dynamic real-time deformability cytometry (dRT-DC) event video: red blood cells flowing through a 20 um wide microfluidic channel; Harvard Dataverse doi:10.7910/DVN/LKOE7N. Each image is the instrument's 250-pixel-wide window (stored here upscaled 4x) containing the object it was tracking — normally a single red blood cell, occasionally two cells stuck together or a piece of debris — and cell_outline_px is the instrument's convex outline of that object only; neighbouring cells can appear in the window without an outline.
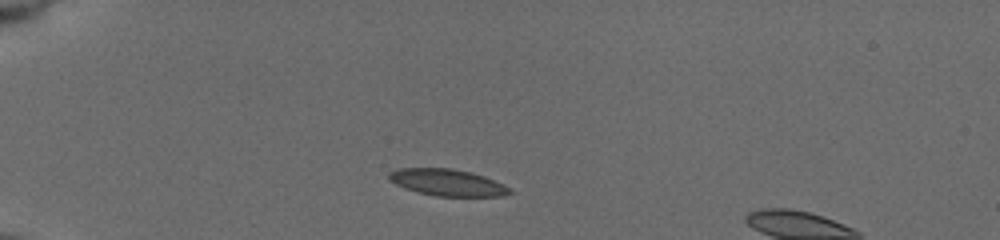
{"species": "common noctule bat (a hibernating species)", "species_latin": "Nyctalus noctula", "temperature_condition": "cold", "stored_images_in_passage": 40, "camera_frame_rate_fps": 3000, "um_per_image_px": 0.085, "animal": {"sex": "female", "body_mass_g": 19.5, "forearm_length_mm": 54.1}, "frame": {"image": 1, "passage_image": 6, "time_ms": 1.667, "image_size_px": [1000, 240], "cell_outline_px": [[516, 192], [504, 196], [436, 196], [416, 192], [404, 188], [388, 180], [388, 172], [396, 168], [452, 168], [472, 172], [484, 176]], "centroid_in_image_um": [37.98, 15.51], "position_along_channel_um": 47.0, "area_um2": 18.9}}
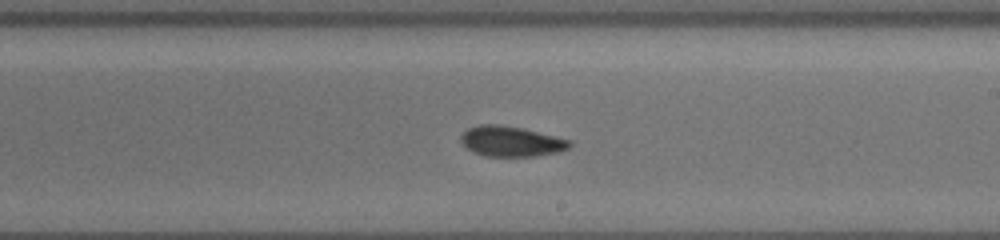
{"frame": {"image": 2, "passage_image": 25, "time_ms": 8.0, "image_size_px": [1000, 240], "cell_outline_px": [[572, 144], [568, 148], [560, 152], [536, 156], [484, 156], [472, 152], [460, 140], [460, 136], [468, 128], [476, 124], [500, 124], [520, 128], [572, 140]], "centroid_in_image_um": [43.44, 12.02], "position_along_channel_um": 245.6, "area_um2": 19.25}}
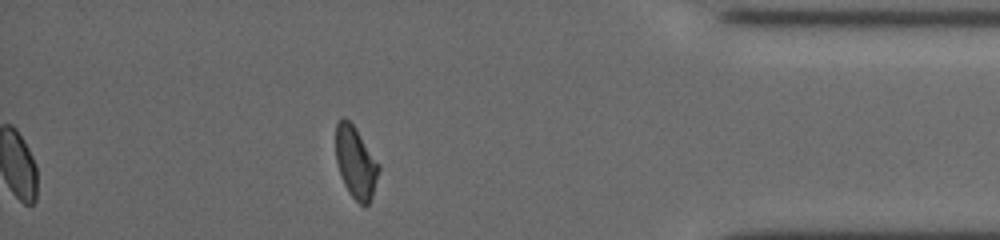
{"frame": {"image": 3, "passage_image": 40, "time_ms": 13.0, "image_size_px": [1000, 240], "cell_outline_px": [[380, 168], [372, 196], [368, 204], [360, 204], [348, 192], [344, 184], [336, 160], [336, 124], [344, 116], [356, 128], [380, 164]], "centroid_in_image_um": [30.24, 13.79], "position_along_channel_um": 405.0, "area_um2": 17.8}, "authors_computed_cell_mechanics": {"area_um2": 19.074, "velocity_mm_per_s": 3.7443, "shape_relaxation_time_tau1_ms": 5.533, "shape_relaxation_time_tau2_ms": 4.1384, "deformation_change_tau1": 0.1475, "deformation_change_tau2": 0.1045}}